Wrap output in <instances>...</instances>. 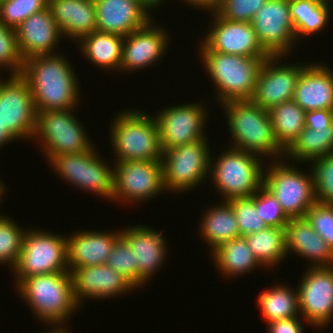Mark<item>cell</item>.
<instances>
[{"instance_id":"6da1fadb","label":"cell","mask_w":333,"mask_h":333,"mask_svg":"<svg viewBox=\"0 0 333 333\" xmlns=\"http://www.w3.org/2000/svg\"><path fill=\"white\" fill-rule=\"evenodd\" d=\"M20 75L28 83L37 112L78 107L80 83L71 62L61 53L28 58Z\"/></svg>"},{"instance_id":"7a4b0ae2","label":"cell","mask_w":333,"mask_h":333,"mask_svg":"<svg viewBox=\"0 0 333 333\" xmlns=\"http://www.w3.org/2000/svg\"><path fill=\"white\" fill-rule=\"evenodd\" d=\"M16 289L35 318L51 327L68 325L80 307L74 299L70 271L29 276Z\"/></svg>"},{"instance_id":"3957f363","label":"cell","mask_w":333,"mask_h":333,"mask_svg":"<svg viewBox=\"0 0 333 333\" xmlns=\"http://www.w3.org/2000/svg\"><path fill=\"white\" fill-rule=\"evenodd\" d=\"M221 108L225 110L230 130L229 139H232L229 142L230 147L262 158L269 156L274 160L284 159L285 151L275 139L268 110L261 108L252 100L225 102L221 104Z\"/></svg>"},{"instance_id":"277c9868","label":"cell","mask_w":333,"mask_h":333,"mask_svg":"<svg viewBox=\"0 0 333 333\" xmlns=\"http://www.w3.org/2000/svg\"><path fill=\"white\" fill-rule=\"evenodd\" d=\"M200 58L210 81L214 82L220 105L234 100H251L259 72L269 57H246L215 52L200 40ZM203 60V61H202Z\"/></svg>"},{"instance_id":"5b68a950","label":"cell","mask_w":333,"mask_h":333,"mask_svg":"<svg viewBox=\"0 0 333 333\" xmlns=\"http://www.w3.org/2000/svg\"><path fill=\"white\" fill-rule=\"evenodd\" d=\"M115 116L109 130L115 162L161 161L163 151L154 116L140 109H125Z\"/></svg>"},{"instance_id":"8992f818","label":"cell","mask_w":333,"mask_h":333,"mask_svg":"<svg viewBox=\"0 0 333 333\" xmlns=\"http://www.w3.org/2000/svg\"><path fill=\"white\" fill-rule=\"evenodd\" d=\"M226 148L214 161L210 158L209 177H212L214 188L220 192L223 201L251 197L264 183L262 157L230 146Z\"/></svg>"},{"instance_id":"52a82bcc","label":"cell","mask_w":333,"mask_h":333,"mask_svg":"<svg viewBox=\"0 0 333 333\" xmlns=\"http://www.w3.org/2000/svg\"><path fill=\"white\" fill-rule=\"evenodd\" d=\"M73 110L75 109L37 112L32 140L38 141L36 143L41 146L47 163L55 156L89 151L94 147L84 124L73 115Z\"/></svg>"},{"instance_id":"ba28073f","label":"cell","mask_w":333,"mask_h":333,"mask_svg":"<svg viewBox=\"0 0 333 333\" xmlns=\"http://www.w3.org/2000/svg\"><path fill=\"white\" fill-rule=\"evenodd\" d=\"M66 236L28 228L18 261L12 269L16 286L29 276L70 271Z\"/></svg>"},{"instance_id":"9c48e42d","label":"cell","mask_w":333,"mask_h":333,"mask_svg":"<svg viewBox=\"0 0 333 333\" xmlns=\"http://www.w3.org/2000/svg\"><path fill=\"white\" fill-rule=\"evenodd\" d=\"M284 160H272L266 164L269 168L265 167L263 186L274 195L289 219L304 218L308 209L317 202L312 173L305 174L295 168L294 163Z\"/></svg>"},{"instance_id":"30bf717a","label":"cell","mask_w":333,"mask_h":333,"mask_svg":"<svg viewBox=\"0 0 333 333\" xmlns=\"http://www.w3.org/2000/svg\"><path fill=\"white\" fill-rule=\"evenodd\" d=\"M208 142L203 138L163 151L161 164L166 192H187L209 179L213 152Z\"/></svg>"},{"instance_id":"8fae6325","label":"cell","mask_w":333,"mask_h":333,"mask_svg":"<svg viewBox=\"0 0 333 333\" xmlns=\"http://www.w3.org/2000/svg\"><path fill=\"white\" fill-rule=\"evenodd\" d=\"M102 160L93 147L89 151L55 156L48 164L67 184L112 201L114 169Z\"/></svg>"},{"instance_id":"7c38bea8","label":"cell","mask_w":333,"mask_h":333,"mask_svg":"<svg viewBox=\"0 0 333 333\" xmlns=\"http://www.w3.org/2000/svg\"><path fill=\"white\" fill-rule=\"evenodd\" d=\"M114 164L112 200L143 203L166 192L161 161L130 160Z\"/></svg>"},{"instance_id":"4fadbf2b","label":"cell","mask_w":333,"mask_h":333,"mask_svg":"<svg viewBox=\"0 0 333 333\" xmlns=\"http://www.w3.org/2000/svg\"><path fill=\"white\" fill-rule=\"evenodd\" d=\"M0 79V124L18 140L33 139L37 111L28 83L20 74Z\"/></svg>"},{"instance_id":"5bb4252c","label":"cell","mask_w":333,"mask_h":333,"mask_svg":"<svg viewBox=\"0 0 333 333\" xmlns=\"http://www.w3.org/2000/svg\"><path fill=\"white\" fill-rule=\"evenodd\" d=\"M251 25L260 45L270 57L287 58L297 46L290 0H268L254 15Z\"/></svg>"},{"instance_id":"9a60e30c","label":"cell","mask_w":333,"mask_h":333,"mask_svg":"<svg viewBox=\"0 0 333 333\" xmlns=\"http://www.w3.org/2000/svg\"><path fill=\"white\" fill-rule=\"evenodd\" d=\"M307 268L296 289L300 316L307 324L323 328L333 322V266Z\"/></svg>"},{"instance_id":"2e32d148","label":"cell","mask_w":333,"mask_h":333,"mask_svg":"<svg viewBox=\"0 0 333 333\" xmlns=\"http://www.w3.org/2000/svg\"><path fill=\"white\" fill-rule=\"evenodd\" d=\"M203 105V101L199 104L192 102L159 110L154 117L159 128L162 151L207 138L204 128L208 114Z\"/></svg>"},{"instance_id":"e0dca14e","label":"cell","mask_w":333,"mask_h":333,"mask_svg":"<svg viewBox=\"0 0 333 333\" xmlns=\"http://www.w3.org/2000/svg\"><path fill=\"white\" fill-rule=\"evenodd\" d=\"M281 58L285 57L276 56L265 59L251 98L254 103L266 110L294 98L299 76L307 64V62L282 64Z\"/></svg>"},{"instance_id":"ac0fdd59","label":"cell","mask_w":333,"mask_h":333,"mask_svg":"<svg viewBox=\"0 0 333 333\" xmlns=\"http://www.w3.org/2000/svg\"><path fill=\"white\" fill-rule=\"evenodd\" d=\"M211 26L202 43L211 51L246 57H270L248 22L231 21L212 13Z\"/></svg>"},{"instance_id":"d6986e66","label":"cell","mask_w":333,"mask_h":333,"mask_svg":"<svg viewBox=\"0 0 333 333\" xmlns=\"http://www.w3.org/2000/svg\"><path fill=\"white\" fill-rule=\"evenodd\" d=\"M153 23H155L154 17L144 27L134 30L123 38L120 66L122 72L130 73V71L143 70L148 66L152 67L164 57V53L171 44L169 43L170 35L167 30Z\"/></svg>"},{"instance_id":"ffe728a7","label":"cell","mask_w":333,"mask_h":333,"mask_svg":"<svg viewBox=\"0 0 333 333\" xmlns=\"http://www.w3.org/2000/svg\"><path fill=\"white\" fill-rule=\"evenodd\" d=\"M162 233L163 231L158 232L149 225L129 226L121 231V236L135 254L136 288L152 280V276H155L153 274H156L155 271L163 268L162 265L167 260L168 245Z\"/></svg>"},{"instance_id":"44dd1931","label":"cell","mask_w":333,"mask_h":333,"mask_svg":"<svg viewBox=\"0 0 333 333\" xmlns=\"http://www.w3.org/2000/svg\"><path fill=\"white\" fill-rule=\"evenodd\" d=\"M73 294L76 303L81 306L85 298L107 299L127 294L136 287L123 275L106 264L82 266L71 272Z\"/></svg>"},{"instance_id":"7402d4cb","label":"cell","mask_w":333,"mask_h":333,"mask_svg":"<svg viewBox=\"0 0 333 333\" xmlns=\"http://www.w3.org/2000/svg\"><path fill=\"white\" fill-rule=\"evenodd\" d=\"M97 31L125 37L151 20L150 10L140 0H94Z\"/></svg>"},{"instance_id":"603a6c76","label":"cell","mask_w":333,"mask_h":333,"mask_svg":"<svg viewBox=\"0 0 333 333\" xmlns=\"http://www.w3.org/2000/svg\"><path fill=\"white\" fill-rule=\"evenodd\" d=\"M15 32L23 61L34 56L56 54L53 51L58 47V41L63 38L49 8L32 14Z\"/></svg>"},{"instance_id":"cb8c5ba5","label":"cell","mask_w":333,"mask_h":333,"mask_svg":"<svg viewBox=\"0 0 333 333\" xmlns=\"http://www.w3.org/2000/svg\"><path fill=\"white\" fill-rule=\"evenodd\" d=\"M329 68L328 64L321 65V62L303 67L293 100L305 112L333 110V69Z\"/></svg>"},{"instance_id":"d4e9b609","label":"cell","mask_w":333,"mask_h":333,"mask_svg":"<svg viewBox=\"0 0 333 333\" xmlns=\"http://www.w3.org/2000/svg\"><path fill=\"white\" fill-rule=\"evenodd\" d=\"M77 231L67 236L68 267L70 272L82 266L105 264L121 230ZM71 235V236H70Z\"/></svg>"},{"instance_id":"484cf974","label":"cell","mask_w":333,"mask_h":333,"mask_svg":"<svg viewBox=\"0 0 333 333\" xmlns=\"http://www.w3.org/2000/svg\"><path fill=\"white\" fill-rule=\"evenodd\" d=\"M285 249L311 261L310 267L333 266V251L304 218L289 219L285 225ZM290 253V254H289Z\"/></svg>"},{"instance_id":"4316f807","label":"cell","mask_w":333,"mask_h":333,"mask_svg":"<svg viewBox=\"0 0 333 333\" xmlns=\"http://www.w3.org/2000/svg\"><path fill=\"white\" fill-rule=\"evenodd\" d=\"M48 8L62 36L78 42L96 31L94 0H48Z\"/></svg>"},{"instance_id":"83f0119b","label":"cell","mask_w":333,"mask_h":333,"mask_svg":"<svg viewBox=\"0 0 333 333\" xmlns=\"http://www.w3.org/2000/svg\"><path fill=\"white\" fill-rule=\"evenodd\" d=\"M199 225V235L210 246V252L225 241L240 237L239 226L231 204L222 201L221 204L207 207L202 213Z\"/></svg>"},{"instance_id":"f1b7e54d","label":"cell","mask_w":333,"mask_h":333,"mask_svg":"<svg viewBox=\"0 0 333 333\" xmlns=\"http://www.w3.org/2000/svg\"><path fill=\"white\" fill-rule=\"evenodd\" d=\"M123 38L113 33L94 31L83 36L79 43L80 52L94 66L104 70H120Z\"/></svg>"},{"instance_id":"f546056e","label":"cell","mask_w":333,"mask_h":333,"mask_svg":"<svg viewBox=\"0 0 333 333\" xmlns=\"http://www.w3.org/2000/svg\"><path fill=\"white\" fill-rule=\"evenodd\" d=\"M210 254L216 269L228 278L251 273L261 266L243 236L223 242Z\"/></svg>"},{"instance_id":"4dcf8cb0","label":"cell","mask_w":333,"mask_h":333,"mask_svg":"<svg viewBox=\"0 0 333 333\" xmlns=\"http://www.w3.org/2000/svg\"><path fill=\"white\" fill-rule=\"evenodd\" d=\"M330 0H290V13L296 34L299 37L320 33L330 19Z\"/></svg>"},{"instance_id":"1f68e13d","label":"cell","mask_w":333,"mask_h":333,"mask_svg":"<svg viewBox=\"0 0 333 333\" xmlns=\"http://www.w3.org/2000/svg\"><path fill=\"white\" fill-rule=\"evenodd\" d=\"M270 287L257 296V305L267 324L300 316L297 290L279 283Z\"/></svg>"},{"instance_id":"d6a6232c","label":"cell","mask_w":333,"mask_h":333,"mask_svg":"<svg viewBox=\"0 0 333 333\" xmlns=\"http://www.w3.org/2000/svg\"><path fill=\"white\" fill-rule=\"evenodd\" d=\"M275 139L286 151L306 127V112L292 99L268 110Z\"/></svg>"},{"instance_id":"836d02e7","label":"cell","mask_w":333,"mask_h":333,"mask_svg":"<svg viewBox=\"0 0 333 333\" xmlns=\"http://www.w3.org/2000/svg\"><path fill=\"white\" fill-rule=\"evenodd\" d=\"M333 154V126L319 131L305 127L285 151L284 159L310 163L313 159ZM287 157V158H286Z\"/></svg>"},{"instance_id":"e575fe53","label":"cell","mask_w":333,"mask_h":333,"mask_svg":"<svg viewBox=\"0 0 333 333\" xmlns=\"http://www.w3.org/2000/svg\"><path fill=\"white\" fill-rule=\"evenodd\" d=\"M262 267H275L286 258L285 228L269 227L244 237Z\"/></svg>"},{"instance_id":"d590c367","label":"cell","mask_w":333,"mask_h":333,"mask_svg":"<svg viewBox=\"0 0 333 333\" xmlns=\"http://www.w3.org/2000/svg\"><path fill=\"white\" fill-rule=\"evenodd\" d=\"M25 231L13 218L0 215V264L10 266L11 271L18 261Z\"/></svg>"},{"instance_id":"8d00e7d4","label":"cell","mask_w":333,"mask_h":333,"mask_svg":"<svg viewBox=\"0 0 333 333\" xmlns=\"http://www.w3.org/2000/svg\"><path fill=\"white\" fill-rule=\"evenodd\" d=\"M48 8V0H2L0 21L8 28L16 29L32 14Z\"/></svg>"},{"instance_id":"74e56055","label":"cell","mask_w":333,"mask_h":333,"mask_svg":"<svg viewBox=\"0 0 333 333\" xmlns=\"http://www.w3.org/2000/svg\"><path fill=\"white\" fill-rule=\"evenodd\" d=\"M315 198L321 204H333V154L311 161Z\"/></svg>"},{"instance_id":"f35d334b","label":"cell","mask_w":333,"mask_h":333,"mask_svg":"<svg viewBox=\"0 0 333 333\" xmlns=\"http://www.w3.org/2000/svg\"><path fill=\"white\" fill-rule=\"evenodd\" d=\"M235 213L239 226L240 236L264 230L267 225L258 216L255 205V194L251 197L232 198L228 200Z\"/></svg>"},{"instance_id":"ab89813d","label":"cell","mask_w":333,"mask_h":333,"mask_svg":"<svg viewBox=\"0 0 333 333\" xmlns=\"http://www.w3.org/2000/svg\"><path fill=\"white\" fill-rule=\"evenodd\" d=\"M136 287V258L128 242L120 236L105 263Z\"/></svg>"},{"instance_id":"60d3db41","label":"cell","mask_w":333,"mask_h":333,"mask_svg":"<svg viewBox=\"0 0 333 333\" xmlns=\"http://www.w3.org/2000/svg\"><path fill=\"white\" fill-rule=\"evenodd\" d=\"M255 205L258 216L269 227H285L289 221L279 202L264 186L255 193Z\"/></svg>"},{"instance_id":"b9f144b4","label":"cell","mask_w":333,"mask_h":333,"mask_svg":"<svg viewBox=\"0 0 333 333\" xmlns=\"http://www.w3.org/2000/svg\"><path fill=\"white\" fill-rule=\"evenodd\" d=\"M23 60L17 46L16 32L0 21V68L4 67L9 74H20Z\"/></svg>"},{"instance_id":"7bdbcfd3","label":"cell","mask_w":333,"mask_h":333,"mask_svg":"<svg viewBox=\"0 0 333 333\" xmlns=\"http://www.w3.org/2000/svg\"><path fill=\"white\" fill-rule=\"evenodd\" d=\"M268 0H219L216 12L224 19L251 23Z\"/></svg>"},{"instance_id":"ee69618b","label":"cell","mask_w":333,"mask_h":333,"mask_svg":"<svg viewBox=\"0 0 333 333\" xmlns=\"http://www.w3.org/2000/svg\"><path fill=\"white\" fill-rule=\"evenodd\" d=\"M305 218L333 251V204L316 202L308 209Z\"/></svg>"},{"instance_id":"f6af8a7d","label":"cell","mask_w":333,"mask_h":333,"mask_svg":"<svg viewBox=\"0 0 333 333\" xmlns=\"http://www.w3.org/2000/svg\"><path fill=\"white\" fill-rule=\"evenodd\" d=\"M306 127L313 130H321L333 126V110H312L306 112Z\"/></svg>"},{"instance_id":"bcb514c9","label":"cell","mask_w":333,"mask_h":333,"mask_svg":"<svg viewBox=\"0 0 333 333\" xmlns=\"http://www.w3.org/2000/svg\"><path fill=\"white\" fill-rule=\"evenodd\" d=\"M300 318V319H299ZM302 317H293L268 323L266 328L268 333H305L304 325L301 323Z\"/></svg>"},{"instance_id":"7dc6e473","label":"cell","mask_w":333,"mask_h":333,"mask_svg":"<svg viewBox=\"0 0 333 333\" xmlns=\"http://www.w3.org/2000/svg\"><path fill=\"white\" fill-rule=\"evenodd\" d=\"M165 0H158V7H161L162 3L164 4ZM186 2L188 5L196 6V9L205 10L206 12L209 10V12L213 13L217 10L219 5V0H182L181 2Z\"/></svg>"},{"instance_id":"c3c4849f","label":"cell","mask_w":333,"mask_h":333,"mask_svg":"<svg viewBox=\"0 0 333 333\" xmlns=\"http://www.w3.org/2000/svg\"><path fill=\"white\" fill-rule=\"evenodd\" d=\"M16 141V139L7 131L5 126L0 124V148L4 147L5 144L12 143V141Z\"/></svg>"},{"instance_id":"681fc988","label":"cell","mask_w":333,"mask_h":333,"mask_svg":"<svg viewBox=\"0 0 333 333\" xmlns=\"http://www.w3.org/2000/svg\"><path fill=\"white\" fill-rule=\"evenodd\" d=\"M150 11L158 8V0H140Z\"/></svg>"},{"instance_id":"f907efd6","label":"cell","mask_w":333,"mask_h":333,"mask_svg":"<svg viewBox=\"0 0 333 333\" xmlns=\"http://www.w3.org/2000/svg\"><path fill=\"white\" fill-rule=\"evenodd\" d=\"M55 329V330H54ZM68 329L66 327H53L51 328V331H46V333H69L67 332Z\"/></svg>"},{"instance_id":"816d5d0a","label":"cell","mask_w":333,"mask_h":333,"mask_svg":"<svg viewBox=\"0 0 333 333\" xmlns=\"http://www.w3.org/2000/svg\"><path fill=\"white\" fill-rule=\"evenodd\" d=\"M6 186H5V184H4V182H3V180L1 181L0 180V201H2V196L4 195L5 196V190L7 189V187L5 188ZM0 215H1V213H0Z\"/></svg>"}]
</instances>
